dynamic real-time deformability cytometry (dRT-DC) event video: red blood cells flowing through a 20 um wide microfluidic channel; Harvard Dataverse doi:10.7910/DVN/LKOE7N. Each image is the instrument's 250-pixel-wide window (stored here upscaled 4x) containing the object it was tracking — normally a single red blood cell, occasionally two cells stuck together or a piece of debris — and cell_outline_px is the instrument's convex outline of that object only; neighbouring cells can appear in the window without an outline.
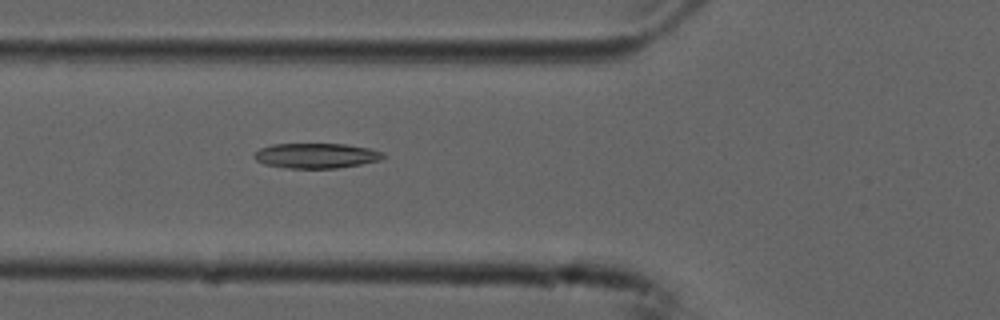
{"species": "common noctule bat (a hibernating species)", "species_latin": "Nyctalus noctula", "temperature_condition": "cold", "stored_images_in_passage": 46, "camera_frame_rate_fps": 3000, "um_per_image_px": 0.085, "animal": {"sex": "male", "forearm_length_mm": 52.5}, "frame": {"image": 1, "passage_image": 18, "time_ms": 5.667, "image_size_px": [1000, 320], "cell_outline_px": [[388, 156], [380, 160], [360, 164], [336, 168], [288, 168], [264, 164], [256, 160], [252, 156], [252, 152], [260, 148], [272, 144], [344, 144], [368, 148], [384, 152]], "centroid_in_image_um": [26.86, 13.23], "position_along_channel_um": 98.9, "area_um2": 18.96}}
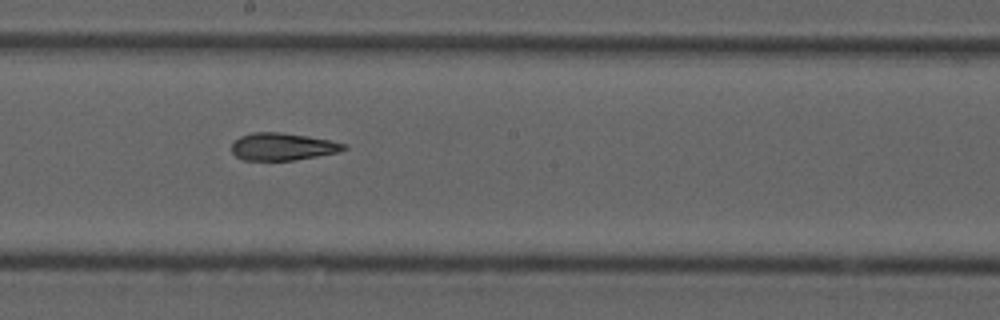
{"frame": {"image": 2, "passage_image": 28, "time_ms": 9.0, "image_size_px": [1000, 320], "cell_outline_px": [[348, 148], [340, 152], [296, 160], [244, 160], [236, 156], [232, 152], [232, 144], [240, 136], [252, 132], [280, 132], [308, 136], [348, 144]], "centroid_in_image_um": [24.05, 12.46], "position_along_channel_um": 224.1, "area_um2": 17.98}}
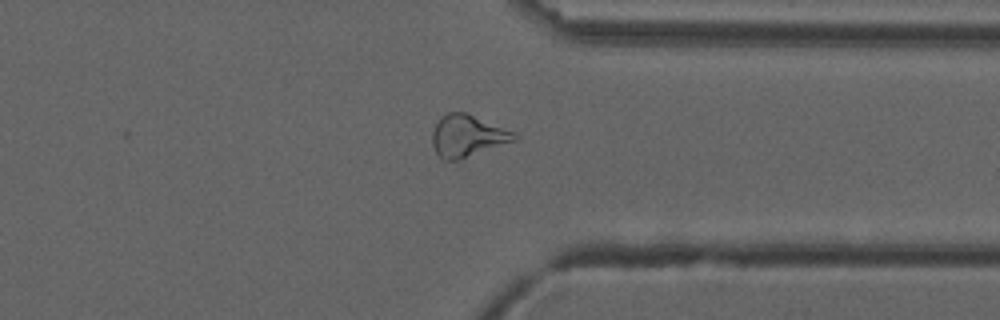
{"frame": {"image": 3, "passage_image": 40, "time_ms": 13.0, "image_size_px": [1000, 320], "cell_outline_px": [[516, 140], [456, 160], [448, 160], [440, 156], [436, 152], [432, 144], [432, 132], [440, 116], [448, 112], [468, 112], [512, 132], [516, 136]], "centroid_in_image_um": [39.68, 11.52], "position_along_channel_um": 371.7, "area_um2": 19.54}, "authors_computed_cell_mechanics": {"area_um2": 19.4786, "velocity_mm_per_s": 3.7468, "shape_relaxation_time_tau1_ms": null, "shape_relaxation_time_tau2_ms": 3.9868, "deformation_change_tau1": null, "deformation_change_tau2": 0.1439}}